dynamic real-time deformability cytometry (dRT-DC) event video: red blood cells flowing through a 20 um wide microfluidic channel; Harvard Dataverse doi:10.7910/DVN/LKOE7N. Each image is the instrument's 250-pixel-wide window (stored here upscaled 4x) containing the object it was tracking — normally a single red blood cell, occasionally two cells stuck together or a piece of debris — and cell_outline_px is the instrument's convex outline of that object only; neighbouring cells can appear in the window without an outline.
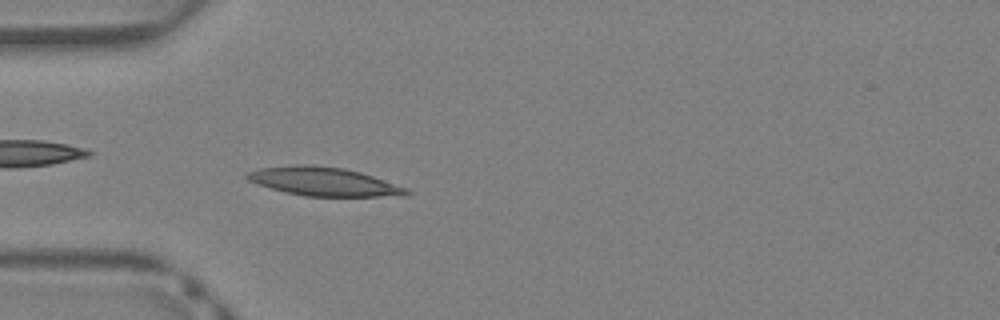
{"species": "Egyptian fruit bat (a non-hibernating species)", "species_latin": "Rousettus aegyptiacus", "temperature_condition": "warm", "stored_images_in_passage": 35, "camera_frame_rate_fps": 3000, "um_per_image_px": 0.085, "animal": {"sex": "female"}, "frame": {"image": 1, "passage_image": 12, "time_ms": 3.667, "image_size_px": [1000, 320], "cell_outline_px": [[412, 192], [408, 196], [304, 196], [256, 184], [248, 180], [244, 176], [248, 172], [260, 168], [296, 164], [312, 164], [344, 168], [360, 172], [408, 188]], "centroid_in_image_um": [27.54, 15.43], "position_along_channel_um": 57.5, "area_um2": 26.59}}
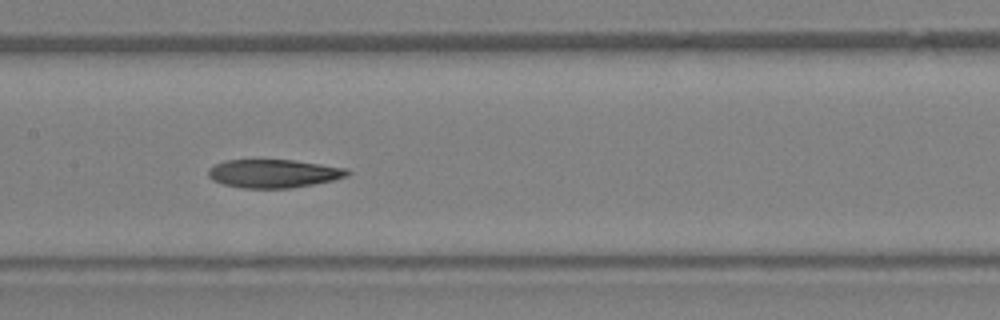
{"frame": {"image": 2, "passage_image": 20, "time_ms": 6.333, "image_size_px": [1000, 320], "cell_outline_px": [[352, 172], [348, 176], [332, 180], [292, 188], [244, 188], [224, 184], [212, 180], [208, 176], [208, 168], [224, 160], [296, 160], [348, 168]], "centroid_in_image_um": [23.28, 14.74], "position_along_channel_um": 184.1, "area_um2": 23.06}}
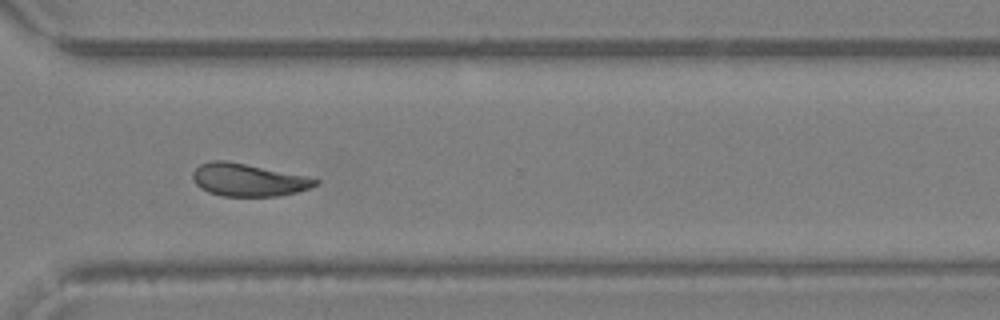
{"frame": {"image": 3, "passage_image": 30, "time_ms": 9.667, "image_size_px": [1000, 320], "cell_outline_px": [[320, 180], [312, 188], [296, 192], [276, 196], [220, 196], [208, 192], [200, 188], [196, 184], [192, 176], [192, 172], [200, 164], [212, 160], [224, 160], [308, 176]], "centroid_in_image_um": [21.09, 15.29], "position_along_channel_um": 349.5, "area_um2": 23.29}, "authors_computed_cell_mechanics": {"area_um2": 24.2182, "velocity_mm_per_s": 4.9595, "shape_relaxation_time_tau1_ms": null, "shape_relaxation_time_tau2_ms": 6.5252, "deformation_change_tau1": null, "deformation_change_tau2": 0.149}}